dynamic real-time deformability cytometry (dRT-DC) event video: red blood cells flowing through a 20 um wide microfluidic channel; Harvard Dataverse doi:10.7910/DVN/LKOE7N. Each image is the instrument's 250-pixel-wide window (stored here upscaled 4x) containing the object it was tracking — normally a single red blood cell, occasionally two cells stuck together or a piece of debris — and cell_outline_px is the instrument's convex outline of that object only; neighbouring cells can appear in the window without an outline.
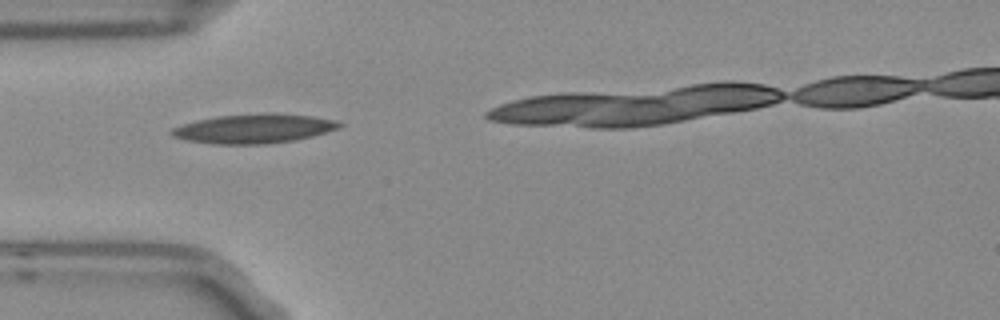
{"species": "Egyptian fruit bat (a non-hibernating species)", "species_latin": "Rousettus aegyptiacus", "temperature_condition": "room temperature", "stored_images_in_passage": 3, "camera_frame_rate_fps": 3000, "um_per_image_px": 0.085, "frame": {"image": 1, "passage_image": 1, "time_ms": 0.0, "image_size_px": [1000, 320], "cell_outline_px": [[344, 124], [336, 128], [312, 136], [292, 140], [264, 144], [212, 144], [188, 140], [172, 136], [168, 132], [172, 128], [196, 120], [216, 116], [264, 112], [268, 112], [312, 116], [332, 120]], "centroid_in_image_um": [21.51, 10.92], "position_along_channel_um": 63.5, "area_um2": 28.44}}
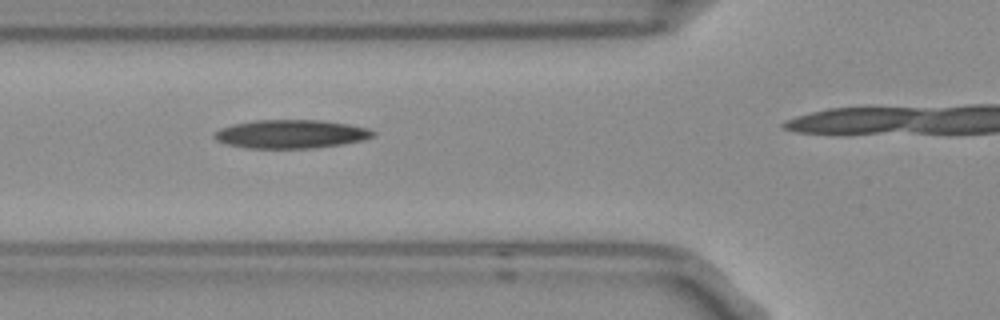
{"frame": {"image": 2, "passage_image": 2, "time_ms": 0.333, "image_size_px": [1000, 320], "cell_outline_px": [[376, 136], [364, 140], [316, 148], [248, 148], [224, 144], [216, 140], [212, 136], [212, 132], [220, 128], [232, 124], [256, 120], [320, 120], [348, 124], [368, 128], [376, 132]], "centroid_in_image_um": [24.7, 11.39], "position_along_channel_um": 101.1, "area_um2": 26.65}}